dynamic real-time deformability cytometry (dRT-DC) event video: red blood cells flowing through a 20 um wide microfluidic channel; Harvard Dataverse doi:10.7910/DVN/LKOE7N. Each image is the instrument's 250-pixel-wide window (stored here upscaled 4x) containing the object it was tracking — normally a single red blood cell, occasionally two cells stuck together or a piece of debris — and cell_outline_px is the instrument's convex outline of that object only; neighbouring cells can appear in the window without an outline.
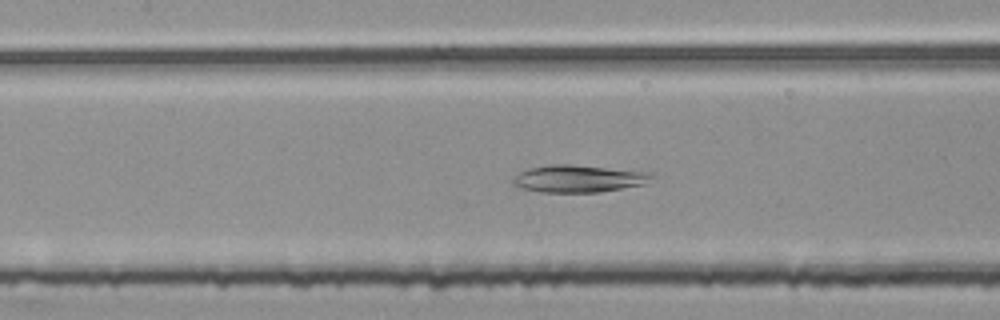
{"species": "common noctule bat (a hibernating species)", "species_latin": "Nyctalus noctula", "temperature_condition": "room temperature", "stored_images_in_passage": 46, "camera_frame_rate_fps": 3000, "um_per_image_px": 0.085, "animal": {"sex": "female", "body_mass_g": 25.1}, "frame": {"image": 1, "passage_image": 17, "time_ms": 5.333, "image_size_px": [1000, 320], "cell_outline_px": [[656, 172], [644, 184], [600, 192], [540, 192], [524, 188], [512, 184], [512, 180], [520, 172], [528, 168], [548, 164], [572, 164]], "centroid_in_image_um": [49.2, 15.17], "position_along_channel_um": 158.2, "area_um2": 22.14}}
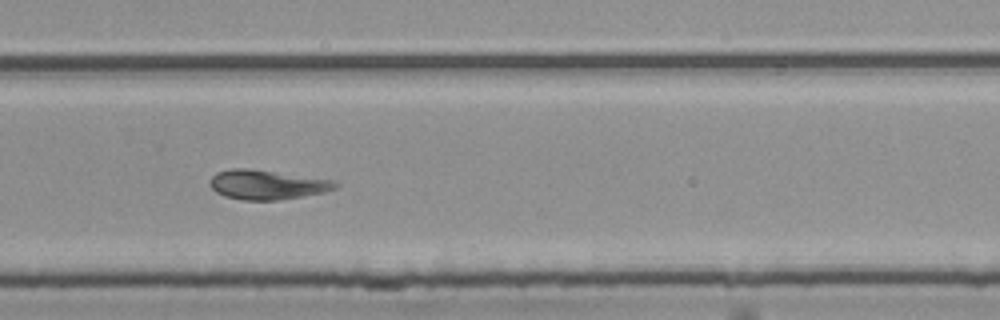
{"frame": {"image": 2, "passage_image": 29, "time_ms": 9.333, "image_size_px": [1000, 320], "cell_outline_px": [[340, 184], [336, 188], [324, 192], [304, 196], [280, 200], [240, 200], [224, 196], [216, 192], [208, 184], [208, 180], [216, 172], [232, 168], [252, 168], [336, 180]], "centroid_in_image_um": [22.69, 15.69], "position_along_channel_um": 307.1, "area_um2": 22.02}}
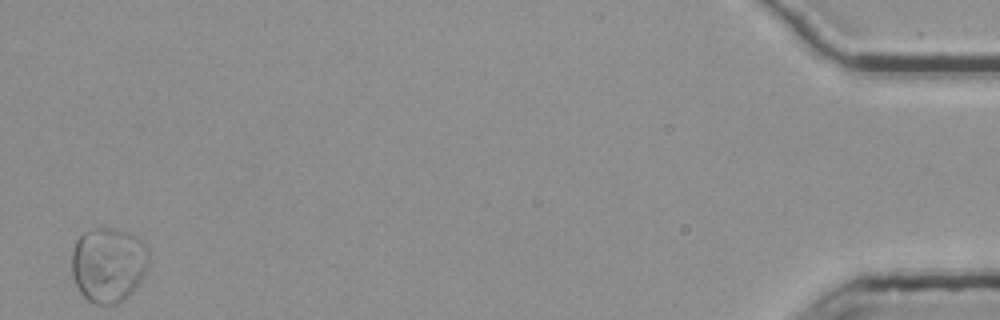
{"frame": {"image": 3, "passage_image": 46, "time_ms": 15.0, "image_size_px": [1000, 320], "cell_outline_px": [[148, 264], [144, 272], [132, 292], [124, 300], [116, 304], [96, 304], [88, 300], [80, 292], [72, 276], [72, 252], [76, 240], [84, 232], [96, 228], [116, 228], [128, 232], [136, 236], [148, 248]], "centroid_in_image_um": [9.19, 22.48], "position_along_channel_um": 426.0, "area_um2": 33.58}}